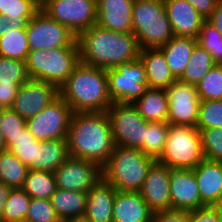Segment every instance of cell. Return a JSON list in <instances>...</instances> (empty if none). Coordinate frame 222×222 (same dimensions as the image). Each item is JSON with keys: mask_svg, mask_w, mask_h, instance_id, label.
<instances>
[{"mask_svg": "<svg viewBox=\"0 0 222 222\" xmlns=\"http://www.w3.org/2000/svg\"><path fill=\"white\" fill-rule=\"evenodd\" d=\"M80 62L108 70L139 59L140 45L133 33H120L95 24L77 36Z\"/></svg>", "mask_w": 222, "mask_h": 222, "instance_id": "6da1fadb", "label": "cell"}, {"mask_svg": "<svg viewBox=\"0 0 222 222\" xmlns=\"http://www.w3.org/2000/svg\"><path fill=\"white\" fill-rule=\"evenodd\" d=\"M66 139L71 157L95 162L101 168L115 148L106 112L73 113Z\"/></svg>", "mask_w": 222, "mask_h": 222, "instance_id": "7a4b0ae2", "label": "cell"}, {"mask_svg": "<svg viewBox=\"0 0 222 222\" xmlns=\"http://www.w3.org/2000/svg\"><path fill=\"white\" fill-rule=\"evenodd\" d=\"M58 91L74 113L106 112L113 103L108 91L106 70L82 62Z\"/></svg>", "mask_w": 222, "mask_h": 222, "instance_id": "3957f363", "label": "cell"}, {"mask_svg": "<svg viewBox=\"0 0 222 222\" xmlns=\"http://www.w3.org/2000/svg\"><path fill=\"white\" fill-rule=\"evenodd\" d=\"M156 159L141 149L115 146L102 167V178L117 191L139 192Z\"/></svg>", "mask_w": 222, "mask_h": 222, "instance_id": "277c9868", "label": "cell"}, {"mask_svg": "<svg viewBox=\"0 0 222 222\" xmlns=\"http://www.w3.org/2000/svg\"><path fill=\"white\" fill-rule=\"evenodd\" d=\"M132 21L141 49L160 48L174 37L163 0H135Z\"/></svg>", "mask_w": 222, "mask_h": 222, "instance_id": "5b68a950", "label": "cell"}, {"mask_svg": "<svg viewBox=\"0 0 222 222\" xmlns=\"http://www.w3.org/2000/svg\"><path fill=\"white\" fill-rule=\"evenodd\" d=\"M79 63L78 47L33 50L26 58L29 79L49 82L58 89Z\"/></svg>", "mask_w": 222, "mask_h": 222, "instance_id": "8992f818", "label": "cell"}, {"mask_svg": "<svg viewBox=\"0 0 222 222\" xmlns=\"http://www.w3.org/2000/svg\"><path fill=\"white\" fill-rule=\"evenodd\" d=\"M204 159L198 128L169 125L163 152L156 160L158 163L171 170L193 169Z\"/></svg>", "mask_w": 222, "mask_h": 222, "instance_id": "52a82bcc", "label": "cell"}, {"mask_svg": "<svg viewBox=\"0 0 222 222\" xmlns=\"http://www.w3.org/2000/svg\"><path fill=\"white\" fill-rule=\"evenodd\" d=\"M106 74L108 91L113 103L133 104L149 89L145 68L140 58L108 69Z\"/></svg>", "mask_w": 222, "mask_h": 222, "instance_id": "ba28073f", "label": "cell"}, {"mask_svg": "<svg viewBox=\"0 0 222 222\" xmlns=\"http://www.w3.org/2000/svg\"><path fill=\"white\" fill-rule=\"evenodd\" d=\"M41 10L76 37L97 22L96 0H42Z\"/></svg>", "mask_w": 222, "mask_h": 222, "instance_id": "9c48e42d", "label": "cell"}, {"mask_svg": "<svg viewBox=\"0 0 222 222\" xmlns=\"http://www.w3.org/2000/svg\"><path fill=\"white\" fill-rule=\"evenodd\" d=\"M115 146L140 149L146 135V121L132 103L114 102L106 111Z\"/></svg>", "mask_w": 222, "mask_h": 222, "instance_id": "30bf717a", "label": "cell"}, {"mask_svg": "<svg viewBox=\"0 0 222 222\" xmlns=\"http://www.w3.org/2000/svg\"><path fill=\"white\" fill-rule=\"evenodd\" d=\"M26 31L30 51L78 47L77 37L41 9L28 21Z\"/></svg>", "mask_w": 222, "mask_h": 222, "instance_id": "8fae6325", "label": "cell"}, {"mask_svg": "<svg viewBox=\"0 0 222 222\" xmlns=\"http://www.w3.org/2000/svg\"><path fill=\"white\" fill-rule=\"evenodd\" d=\"M73 113L70 106L58 96L38 114L27 119L26 127L39 141L66 138Z\"/></svg>", "mask_w": 222, "mask_h": 222, "instance_id": "7c38bea8", "label": "cell"}, {"mask_svg": "<svg viewBox=\"0 0 222 222\" xmlns=\"http://www.w3.org/2000/svg\"><path fill=\"white\" fill-rule=\"evenodd\" d=\"M165 90L169 102L167 122L196 127L201 101L196 86L176 80Z\"/></svg>", "mask_w": 222, "mask_h": 222, "instance_id": "4fadbf2b", "label": "cell"}, {"mask_svg": "<svg viewBox=\"0 0 222 222\" xmlns=\"http://www.w3.org/2000/svg\"><path fill=\"white\" fill-rule=\"evenodd\" d=\"M53 173L57 188L84 193L102 178V168L97 163L71 156Z\"/></svg>", "mask_w": 222, "mask_h": 222, "instance_id": "5bb4252c", "label": "cell"}, {"mask_svg": "<svg viewBox=\"0 0 222 222\" xmlns=\"http://www.w3.org/2000/svg\"><path fill=\"white\" fill-rule=\"evenodd\" d=\"M58 96L59 91L54 84L28 79L19 87L11 109L27 120L42 111Z\"/></svg>", "mask_w": 222, "mask_h": 222, "instance_id": "9a60e30c", "label": "cell"}, {"mask_svg": "<svg viewBox=\"0 0 222 222\" xmlns=\"http://www.w3.org/2000/svg\"><path fill=\"white\" fill-rule=\"evenodd\" d=\"M170 176L171 169L156 161L139 190L140 195L153 213L171 210Z\"/></svg>", "mask_w": 222, "mask_h": 222, "instance_id": "2e32d148", "label": "cell"}, {"mask_svg": "<svg viewBox=\"0 0 222 222\" xmlns=\"http://www.w3.org/2000/svg\"><path fill=\"white\" fill-rule=\"evenodd\" d=\"M171 209L192 211L206 206L201 199L193 169L171 170Z\"/></svg>", "mask_w": 222, "mask_h": 222, "instance_id": "e0dca14e", "label": "cell"}, {"mask_svg": "<svg viewBox=\"0 0 222 222\" xmlns=\"http://www.w3.org/2000/svg\"><path fill=\"white\" fill-rule=\"evenodd\" d=\"M172 32L176 37L197 39L205 20L186 0H163Z\"/></svg>", "mask_w": 222, "mask_h": 222, "instance_id": "ac0fdd59", "label": "cell"}, {"mask_svg": "<svg viewBox=\"0 0 222 222\" xmlns=\"http://www.w3.org/2000/svg\"><path fill=\"white\" fill-rule=\"evenodd\" d=\"M134 1L96 0V24L115 32L133 33L132 7Z\"/></svg>", "mask_w": 222, "mask_h": 222, "instance_id": "d6986e66", "label": "cell"}, {"mask_svg": "<svg viewBox=\"0 0 222 222\" xmlns=\"http://www.w3.org/2000/svg\"><path fill=\"white\" fill-rule=\"evenodd\" d=\"M199 193L205 205L222 201V162L204 159L193 168Z\"/></svg>", "mask_w": 222, "mask_h": 222, "instance_id": "ffe728a7", "label": "cell"}, {"mask_svg": "<svg viewBox=\"0 0 222 222\" xmlns=\"http://www.w3.org/2000/svg\"><path fill=\"white\" fill-rule=\"evenodd\" d=\"M153 212L139 192L116 191L113 222H152Z\"/></svg>", "mask_w": 222, "mask_h": 222, "instance_id": "44dd1931", "label": "cell"}, {"mask_svg": "<svg viewBox=\"0 0 222 222\" xmlns=\"http://www.w3.org/2000/svg\"><path fill=\"white\" fill-rule=\"evenodd\" d=\"M116 189L101 178L88 192L84 217L91 222H113Z\"/></svg>", "mask_w": 222, "mask_h": 222, "instance_id": "7402d4cb", "label": "cell"}, {"mask_svg": "<svg viewBox=\"0 0 222 222\" xmlns=\"http://www.w3.org/2000/svg\"><path fill=\"white\" fill-rule=\"evenodd\" d=\"M139 58L143 62L149 88L167 89L177 80L159 48H143Z\"/></svg>", "mask_w": 222, "mask_h": 222, "instance_id": "603a6c76", "label": "cell"}, {"mask_svg": "<svg viewBox=\"0 0 222 222\" xmlns=\"http://www.w3.org/2000/svg\"><path fill=\"white\" fill-rule=\"evenodd\" d=\"M70 157L67 139L36 140L35 161L29 170L54 172Z\"/></svg>", "mask_w": 222, "mask_h": 222, "instance_id": "cb8c5ba5", "label": "cell"}, {"mask_svg": "<svg viewBox=\"0 0 222 222\" xmlns=\"http://www.w3.org/2000/svg\"><path fill=\"white\" fill-rule=\"evenodd\" d=\"M197 39L174 36L159 49L163 52L173 76L178 80L188 65Z\"/></svg>", "mask_w": 222, "mask_h": 222, "instance_id": "d4e9b609", "label": "cell"}, {"mask_svg": "<svg viewBox=\"0 0 222 222\" xmlns=\"http://www.w3.org/2000/svg\"><path fill=\"white\" fill-rule=\"evenodd\" d=\"M133 105L148 122L167 121L169 102L165 89L149 88Z\"/></svg>", "mask_w": 222, "mask_h": 222, "instance_id": "484cf974", "label": "cell"}, {"mask_svg": "<svg viewBox=\"0 0 222 222\" xmlns=\"http://www.w3.org/2000/svg\"><path fill=\"white\" fill-rule=\"evenodd\" d=\"M50 200L58 217L63 222L70 218L84 216L87 193L56 188Z\"/></svg>", "mask_w": 222, "mask_h": 222, "instance_id": "4316f807", "label": "cell"}, {"mask_svg": "<svg viewBox=\"0 0 222 222\" xmlns=\"http://www.w3.org/2000/svg\"><path fill=\"white\" fill-rule=\"evenodd\" d=\"M214 65L216 63L211 54L199 44H196L191 53L188 65L178 80L197 86Z\"/></svg>", "mask_w": 222, "mask_h": 222, "instance_id": "83f0119b", "label": "cell"}, {"mask_svg": "<svg viewBox=\"0 0 222 222\" xmlns=\"http://www.w3.org/2000/svg\"><path fill=\"white\" fill-rule=\"evenodd\" d=\"M29 52L26 27L11 29L0 37V56L26 61Z\"/></svg>", "mask_w": 222, "mask_h": 222, "instance_id": "f1b7e54d", "label": "cell"}, {"mask_svg": "<svg viewBox=\"0 0 222 222\" xmlns=\"http://www.w3.org/2000/svg\"><path fill=\"white\" fill-rule=\"evenodd\" d=\"M28 167L12 152L0 151V181L5 185L22 188L28 173Z\"/></svg>", "mask_w": 222, "mask_h": 222, "instance_id": "f546056e", "label": "cell"}, {"mask_svg": "<svg viewBox=\"0 0 222 222\" xmlns=\"http://www.w3.org/2000/svg\"><path fill=\"white\" fill-rule=\"evenodd\" d=\"M53 172L28 170L22 189L36 199H50L56 190Z\"/></svg>", "mask_w": 222, "mask_h": 222, "instance_id": "4dcf8cb0", "label": "cell"}, {"mask_svg": "<svg viewBox=\"0 0 222 222\" xmlns=\"http://www.w3.org/2000/svg\"><path fill=\"white\" fill-rule=\"evenodd\" d=\"M40 9L38 0H0V14L23 27Z\"/></svg>", "mask_w": 222, "mask_h": 222, "instance_id": "1f68e13d", "label": "cell"}, {"mask_svg": "<svg viewBox=\"0 0 222 222\" xmlns=\"http://www.w3.org/2000/svg\"><path fill=\"white\" fill-rule=\"evenodd\" d=\"M169 125L167 121L147 122L144 143L140 148L145 155L156 160L160 157L167 140Z\"/></svg>", "mask_w": 222, "mask_h": 222, "instance_id": "d6a6232c", "label": "cell"}, {"mask_svg": "<svg viewBox=\"0 0 222 222\" xmlns=\"http://www.w3.org/2000/svg\"><path fill=\"white\" fill-rule=\"evenodd\" d=\"M31 197L22 189H11L4 205L1 222H25Z\"/></svg>", "mask_w": 222, "mask_h": 222, "instance_id": "836d02e7", "label": "cell"}, {"mask_svg": "<svg viewBox=\"0 0 222 222\" xmlns=\"http://www.w3.org/2000/svg\"><path fill=\"white\" fill-rule=\"evenodd\" d=\"M196 88L200 100H222V64L214 65Z\"/></svg>", "mask_w": 222, "mask_h": 222, "instance_id": "e575fe53", "label": "cell"}, {"mask_svg": "<svg viewBox=\"0 0 222 222\" xmlns=\"http://www.w3.org/2000/svg\"><path fill=\"white\" fill-rule=\"evenodd\" d=\"M197 44L211 54L216 64H222V35L207 19L202 23Z\"/></svg>", "mask_w": 222, "mask_h": 222, "instance_id": "d590c367", "label": "cell"}, {"mask_svg": "<svg viewBox=\"0 0 222 222\" xmlns=\"http://www.w3.org/2000/svg\"><path fill=\"white\" fill-rule=\"evenodd\" d=\"M26 128V119L10 109H0V130L7 148Z\"/></svg>", "mask_w": 222, "mask_h": 222, "instance_id": "8d00e7d4", "label": "cell"}, {"mask_svg": "<svg viewBox=\"0 0 222 222\" xmlns=\"http://www.w3.org/2000/svg\"><path fill=\"white\" fill-rule=\"evenodd\" d=\"M196 128H222V100H201Z\"/></svg>", "mask_w": 222, "mask_h": 222, "instance_id": "74e56055", "label": "cell"}, {"mask_svg": "<svg viewBox=\"0 0 222 222\" xmlns=\"http://www.w3.org/2000/svg\"><path fill=\"white\" fill-rule=\"evenodd\" d=\"M28 79L26 61L0 56V84H23Z\"/></svg>", "mask_w": 222, "mask_h": 222, "instance_id": "f35d334b", "label": "cell"}, {"mask_svg": "<svg viewBox=\"0 0 222 222\" xmlns=\"http://www.w3.org/2000/svg\"><path fill=\"white\" fill-rule=\"evenodd\" d=\"M18 157L28 168L35 161L36 139L27 127L14 139V142L7 148Z\"/></svg>", "mask_w": 222, "mask_h": 222, "instance_id": "ab89813d", "label": "cell"}, {"mask_svg": "<svg viewBox=\"0 0 222 222\" xmlns=\"http://www.w3.org/2000/svg\"><path fill=\"white\" fill-rule=\"evenodd\" d=\"M205 159L222 162V128L199 129Z\"/></svg>", "mask_w": 222, "mask_h": 222, "instance_id": "60d3db41", "label": "cell"}, {"mask_svg": "<svg viewBox=\"0 0 222 222\" xmlns=\"http://www.w3.org/2000/svg\"><path fill=\"white\" fill-rule=\"evenodd\" d=\"M27 222H62L58 217L50 199L31 198L27 216Z\"/></svg>", "mask_w": 222, "mask_h": 222, "instance_id": "b9f144b4", "label": "cell"}, {"mask_svg": "<svg viewBox=\"0 0 222 222\" xmlns=\"http://www.w3.org/2000/svg\"><path fill=\"white\" fill-rule=\"evenodd\" d=\"M189 222H220V217L215 206L206 205L189 211Z\"/></svg>", "mask_w": 222, "mask_h": 222, "instance_id": "7bdbcfd3", "label": "cell"}, {"mask_svg": "<svg viewBox=\"0 0 222 222\" xmlns=\"http://www.w3.org/2000/svg\"><path fill=\"white\" fill-rule=\"evenodd\" d=\"M152 222H189V211L163 210L153 213Z\"/></svg>", "mask_w": 222, "mask_h": 222, "instance_id": "ee69618b", "label": "cell"}, {"mask_svg": "<svg viewBox=\"0 0 222 222\" xmlns=\"http://www.w3.org/2000/svg\"><path fill=\"white\" fill-rule=\"evenodd\" d=\"M22 84H0V109H10Z\"/></svg>", "mask_w": 222, "mask_h": 222, "instance_id": "f6af8a7d", "label": "cell"}, {"mask_svg": "<svg viewBox=\"0 0 222 222\" xmlns=\"http://www.w3.org/2000/svg\"><path fill=\"white\" fill-rule=\"evenodd\" d=\"M186 1L190 5H192L204 19H208L212 15V12L216 9V6L220 0H186Z\"/></svg>", "mask_w": 222, "mask_h": 222, "instance_id": "bcb514c9", "label": "cell"}, {"mask_svg": "<svg viewBox=\"0 0 222 222\" xmlns=\"http://www.w3.org/2000/svg\"><path fill=\"white\" fill-rule=\"evenodd\" d=\"M207 20L212 23L222 35V0L219 1L216 9L212 12V15Z\"/></svg>", "mask_w": 222, "mask_h": 222, "instance_id": "7dc6e473", "label": "cell"}, {"mask_svg": "<svg viewBox=\"0 0 222 222\" xmlns=\"http://www.w3.org/2000/svg\"><path fill=\"white\" fill-rule=\"evenodd\" d=\"M19 25L9 20L5 15L0 14V37L5 35L7 31L17 28Z\"/></svg>", "mask_w": 222, "mask_h": 222, "instance_id": "c3c4849f", "label": "cell"}, {"mask_svg": "<svg viewBox=\"0 0 222 222\" xmlns=\"http://www.w3.org/2000/svg\"><path fill=\"white\" fill-rule=\"evenodd\" d=\"M11 189V187L5 185L3 182L0 181V222L2 220L3 208L8 199V195Z\"/></svg>", "mask_w": 222, "mask_h": 222, "instance_id": "681fc988", "label": "cell"}, {"mask_svg": "<svg viewBox=\"0 0 222 222\" xmlns=\"http://www.w3.org/2000/svg\"><path fill=\"white\" fill-rule=\"evenodd\" d=\"M63 222H91V221L83 216V217L70 218Z\"/></svg>", "mask_w": 222, "mask_h": 222, "instance_id": "f907efd6", "label": "cell"}, {"mask_svg": "<svg viewBox=\"0 0 222 222\" xmlns=\"http://www.w3.org/2000/svg\"><path fill=\"white\" fill-rule=\"evenodd\" d=\"M4 150H6V144L4 141L2 131L0 130V151H4Z\"/></svg>", "mask_w": 222, "mask_h": 222, "instance_id": "816d5d0a", "label": "cell"}, {"mask_svg": "<svg viewBox=\"0 0 222 222\" xmlns=\"http://www.w3.org/2000/svg\"><path fill=\"white\" fill-rule=\"evenodd\" d=\"M214 206L217 208V211L220 217V222H222V201Z\"/></svg>", "mask_w": 222, "mask_h": 222, "instance_id": "f5cc1de1", "label": "cell"}]
</instances>
